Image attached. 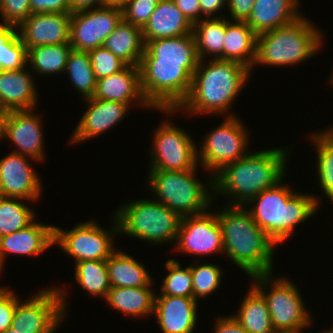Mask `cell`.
<instances>
[{
    "mask_svg": "<svg viewBox=\"0 0 333 333\" xmlns=\"http://www.w3.org/2000/svg\"><path fill=\"white\" fill-rule=\"evenodd\" d=\"M89 108L81 117L76 127L70 143H79L103 134L104 131L110 129L117 122L121 121L128 108L127 104L102 100L99 98H86Z\"/></svg>",
    "mask_w": 333,
    "mask_h": 333,
    "instance_id": "19",
    "label": "cell"
},
{
    "mask_svg": "<svg viewBox=\"0 0 333 333\" xmlns=\"http://www.w3.org/2000/svg\"><path fill=\"white\" fill-rule=\"evenodd\" d=\"M71 50L70 43L35 46L27 50V62L38 74H58L65 71Z\"/></svg>",
    "mask_w": 333,
    "mask_h": 333,
    "instance_id": "33",
    "label": "cell"
},
{
    "mask_svg": "<svg viewBox=\"0 0 333 333\" xmlns=\"http://www.w3.org/2000/svg\"><path fill=\"white\" fill-rule=\"evenodd\" d=\"M270 275L271 273H265L251 278L255 281L253 286L267 302L273 329L276 333H300L302 328L309 326L311 318L298 288L285 278L273 279V283L269 284ZM267 284L272 287L265 294L263 287Z\"/></svg>",
    "mask_w": 333,
    "mask_h": 333,
    "instance_id": "9",
    "label": "cell"
},
{
    "mask_svg": "<svg viewBox=\"0 0 333 333\" xmlns=\"http://www.w3.org/2000/svg\"><path fill=\"white\" fill-rule=\"evenodd\" d=\"M217 320L215 333H248L233 315L223 318L220 317Z\"/></svg>",
    "mask_w": 333,
    "mask_h": 333,
    "instance_id": "48",
    "label": "cell"
},
{
    "mask_svg": "<svg viewBox=\"0 0 333 333\" xmlns=\"http://www.w3.org/2000/svg\"><path fill=\"white\" fill-rule=\"evenodd\" d=\"M103 46L127 65L139 66L145 50L142 28L122 19Z\"/></svg>",
    "mask_w": 333,
    "mask_h": 333,
    "instance_id": "28",
    "label": "cell"
},
{
    "mask_svg": "<svg viewBox=\"0 0 333 333\" xmlns=\"http://www.w3.org/2000/svg\"><path fill=\"white\" fill-rule=\"evenodd\" d=\"M114 220L116 224L111 232L103 230L95 221L80 223L67 232L54 226V243L75 258V263L107 260L117 250L114 249L111 239L112 234L119 232L116 218Z\"/></svg>",
    "mask_w": 333,
    "mask_h": 333,
    "instance_id": "12",
    "label": "cell"
},
{
    "mask_svg": "<svg viewBox=\"0 0 333 333\" xmlns=\"http://www.w3.org/2000/svg\"><path fill=\"white\" fill-rule=\"evenodd\" d=\"M169 274L163 278L161 295L155 296H180L193 297L191 266L181 269L178 261L169 259L165 263Z\"/></svg>",
    "mask_w": 333,
    "mask_h": 333,
    "instance_id": "39",
    "label": "cell"
},
{
    "mask_svg": "<svg viewBox=\"0 0 333 333\" xmlns=\"http://www.w3.org/2000/svg\"><path fill=\"white\" fill-rule=\"evenodd\" d=\"M116 212L118 231L149 242L176 241L181 217L155 200L126 203Z\"/></svg>",
    "mask_w": 333,
    "mask_h": 333,
    "instance_id": "6",
    "label": "cell"
},
{
    "mask_svg": "<svg viewBox=\"0 0 333 333\" xmlns=\"http://www.w3.org/2000/svg\"><path fill=\"white\" fill-rule=\"evenodd\" d=\"M192 33L195 38L199 60H204L205 54L214 55L213 59L223 60V42L225 37V19L220 17L201 19L193 24Z\"/></svg>",
    "mask_w": 333,
    "mask_h": 333,
    "instance_id": "32",
    "label": "cell"
},
{
    "mask_svg": "<svg viewBox=\"0 0 333 333\" xmlns=\"http://www.w3.org/2000/svg\"><path fill=\"white\" fill-rule=\"evenodd\" d=\"M217 213L223 252L249 276L272 273L276 242L254 222L244 206L227 205Z\"/></svg>",
    "mask_w": 333,
    "mask_h": 333,
    "instance_id": "2",
    "label": "cell"
},
{
    "mask_svg": "<svg viewBox=\"0 0 333 333\" xmlns=\"http://www.w3.org/2000/svg\"><path fill=\"white\" fill-rule=\"evenodd\" d=\"M71 13H31L17 28L26 49L69 43Z\"/></svg>",
    "mask_w": 333,
    "mask_h": 333,
    "instance_id": "18",
    "label": "cell"
},
{
    "mask_svg": "<svg viewBox=\"0 0 333 333\" xmlns=\"http://www.w3.org/2000/svg\"><path fill=\"white\" fill-rule=\"evenodd\" d=\"M75 278L88 293L104 297V299L111 289L106 260L75 263Z\"/></svg>",
    "mask_w": 333,
    "mask_h": 333,
    "instance_id": "34",
    "label": "cell"
},
{
    "mask_svg": "<svg viewBox=\"0 0 333 333\" xmlns=\"http://www.w3.org/2000/svg\"><path fill=\"white\" fill-rule=\"evenodd\" d=\"M225 20L223 60L238 62L250 70L256 57L257 34L245 21Z\"/></svg>",
    "mask_w": 333,
    "mask_h": 333,
    "instance_id": "27",
    "label": "cell"
},
{
    "mask_svg": "<svg viewBox=\"0 0 333 333\" xmlns=\"http://www.w3.org/2000/svg\"><path fill=\"white\" fill-rule=\"evenodd\" d=\"M139 69L141 90L151 108L177 111L190 92L192 76L181 64L157 63V59H141Z\"/></svg>",
    "mask_w": 333,
    "mask_h": 333,
    "instance_id": "8",
    "label": "cell"
},
{
    "mask_svg": "<svg viewBox=\"0 0 333 333\" xmlns=\"http://www.w3.org/2000/svg\"><path fill=\"white\" fill-rule=\"evenodd\" d=\"M153 138L150 170L185 171L197 166V146L184 130L166 121Z\"/></svg>",
    "mask_w": 333,
    "mask_h": 333,
    "instance_id": "13",
    "label": "cell"
},
{
    "mask_svg": "<svg viewBox=\"0 0 333 333\" xmlns=\"http://www.w3.org/2000/svg\"><path fill=\"white\" fill-rule=\"evenodd\" d=\"M255 0H227L233 21H246L251 14Z\"/></svg>",
    "mask_w": 333,
    "mask_h": 333,
    "instance_id": "46",
    "label": "cell"
},
{
    "mask_svg": "<svg viewBox=\"0 0 333 333\" xmlns=\"http://www.w3.org/2000/svg\"><path fill=\"white\" fill-rule=\"evenodd\" d=\"M193 25L172 0H159L156 8L142 28L143 40L173 38L192 33Z\"/></svg>",
    "mask_w": 333,
    "mask_h": 333,
    "instance_id": "24",
    "label": "cell"
},
{
    "mask_svg": "<svg viewBox=\"0 0 333 333\" xmlns=\"http://www.w3.org/2000/svg\"><path fill=\"white\" fill-rule=\"evenodd\" d=\"M313 142L317 147L318 176L320 187L333 202V128L318 134H313Z\"/></svg>",
    "mask_w": 333,
    "mask_h": 333,
    "instance_id": "38",
    "label": "cell"
},
{
    "mask_svg": "<svg viewBox=\"0 0 333 333\" xmlns=\"http://www.w3.org/2000/svg\"><path fill=\"white\" fill-rule=\"evenodd\" d=\"M142 59H157V63L181 64L193 76L199 63L194 35L190 33L150 40L145 44Z\"/></svg>",
    "mask_w": 333,
    "mask_h": 333,
    "instance_id": "21",
    "label": "cell"
},
{
    "mask_svg": "<svg viewBox=\"0 0 333 333\" xmlns=\"http://www.w3.org/2000/svg\"><path fill=\"white\" fill-rule=\"evenodd\" d=\"M69 73L75 89L83 97L91 98L94 95L96 87V78L91 65L89 52L71 50L65 67V72Z\"/></svg>",
    "mask_w": 333,
    "mask_h": 333,
    "instance_id": "35",
    "label": "cell"
},
{
    "mask_svg": "<svg viewBox=\"0 0 333 333\" xmlns=\"http://www.w3.org/2000/svg\"><path fill=\"white\" fill-rule=\"evenodd\" d=\"M176 249L194 255L223 251L222 231L216 213L203 212L181 218Z\"/></svg>",
    "mask_w": 333,
    "mask_h": 333,
    "instance_id": "15",
    "label": "cell"
},
{
    "mask_svg": "<svg viewBox=\"0 0 333 333\" xmlns=\"http://www.w3.org/2000/svg\"><path fill=\"white\" fill-rule=\"evenodd\" d=\"M111 287H147L152 278L144 265L124 252L114 251L106 260Z\"/></svg>",
    "mask_w": 333,
    "mask_h": 333,
    "instance_id": "29",
    "label": "cell"
},
{
    "mask_svg": "<svg viewBox=\"0 0 333 333\" xmlns=\"http://www.w3.org/2000/svg\"><path fill=\"white\" fill-rule=\"evenodd\" d=\"M324 333H333V329H328L327 331H324Z\"/></svg>",
    "mask_w": 333,
    "mask_h": 333,
    "instance_id": "54",
    "label": "cell"
},
{
    "mask_svg": "<svg viewBox=\"0 0 333 333\" xmlns=\"http://www.w3.org/2000/svg\"><path fill=\"white\" fill-rule=\"evenodd\" d=\"M3 333H18V332H16V329L10 327L6 331H4Z\"/></svg>",
    "mask_w": 333,
    "mask_h": 333,
    "instance_id": "53",
    "label": "cell"
},
{
    "mask_svg": "<svg viewBox=\"0 0 333 333\" xmlns=\"http://www.w3.org/2000/svg\"><path fill=\"white\" fill-rule=\"evenodd\" d=\"M38 118L32 113V109L8 111L0 139H10L18 149L13 152L42 161L44 138Z\"/></svg>",
    "mask_w": 333,
    "mask_h": 333,
    "instance_id": "16",
    "label": "cell"
},
{
    "mask_svg": "<svg viewBox=\"0 0 333 333\" xmlns=\"http://www.w3.org/2000/svg\"><path fill=\"white\" fill-rule=\"evenodd\" d=\"M54 244V226L33 221L19 231L0 237V270L8 253L35 256Z\"/></svg>",
    "mask_w": 333,
    "mask_h": 333,
    "instance_id": "22",
    "label": "cell"
},
{
    "mask_svg": "<svg viewBox=\"0 0 333 333\" xmlns=\"http://www.w3.org/2000/svg\"><path fill=\"white\" fill-rule=\"evenodd\" d=\"M183 15L195 24L200 21V1L199 0H172Z\"/></svg>",
    "mask_w": 333,
    "mask_h": 333,
    "instance_id": "47",
    "label": "cell"
},
{
    "mask_svg": "<svg viewBox=\"0 0 333 333\" xmlns=\"http://www.w3.org/2000/svg\"><path fill=\"white\" fill-rule=\"evenodd\" d=\"M332 77H330L331 79H330V81L332 82V84H333V73H332V75H331Z\"/></svg>",
    "mask_w": 333,
    "mask_h": 333,
    "instance_id": "55",
    "label": "cell"
},
{
    "mask_svg": "<svg viewBox=\"0 0 333 333\" xmlns=\"http://www.w3.org/2000/svg\"><path fill=\"white\" fill-rule=\"evenodd\" d=\"M69 2L71 13L79 10L92 9L93 7L97 8L103 6V0H69Z\"/></svg>",
    "mask_w": 333,
    "mask_h": 333,
    "instance_id": "50",
    "label": "cell"
},
{
    "mask_svg": "<svg viewBox=\"0 0 333 333\" xmlns=\"http://www.w3.org/2000/svg\"><path fill=\"white\" fill-rule=\"evenodd\" d=\"M200 11L205 15V18H210L213 13L219 12L226 4L227 0H199Z\"/></svg>",
    "mask_w": 333,
    "mask_h": 333,
    "instance_id": "49",
    "label": "cell"
},
{
    "mask_svg": "<svg viewBox=\"0 0 333 333\" xmlns=\"http://www.w3.org/2000/svg\"><path fill=\"white\" fill-rule=\"evenodd\" d=\"M193 298L207 297L213 293L221 283L222 272L214 264L191 265Z\"/></svg>",
    "mask_w": 333,
    "mask_h": 333,
    "instance_id": "40",
    "label": "cell"
},
{
    "mask_svg": "<svg viewBox=\"0 0 333 333\" xmlns=\"http://www.w3.org/2000/svg\"><path fill=\"white\" fill-rule=\"evenodd\" d=\"M196 169L197 167L185 171L149 170V185L159 199L157 201L181 218L205 212L212 199L204 184L196 179Z\"/></svg>",
    "mask_w": 333,
    "mask_h": 333,
    "instance_id": "7",
    "label": "cell"
},
{
    "mask_svg": "<svg viewBox=\"0 0 333 333\" xmlns=\"http://www.w3.org/2000/svg\"><path fill=\"white\" fill-rule=\"evenodd\" d=\"M0 13L2 26L17 28L32 13L30 0H1Z\"/></svg>",
    "mask_w": 333,
    "mask_h": 333,
    "instance_id": "42",
    "label": "cell"
},
{
    "mask_svg": "<svg viewBox=\"0 0 333 333\" xmlns=\"http://www.w3.org/2000/svg\"><path fill=\"white\" fill-rule=\"evenodd\" d=\"M122 19V9L106 6L72 12L69 41L72 49L89 52L103 46Z\"/></svg>",
    "mask_w": 333,
    "mask_h": 333,
    "instance_id": "14",
    "label": "cell"
},
{
    "mask_svg": "<svg viewBox=\"0 0 333 333\" xmlns=\"http://www.w3.org/2000/svg\"><path fill=\"white\" fill-rule=\"evenodd\" d=\"M27 157L12 152L0 160V196L35 201L40 197V180Z\"/></svg>",
    "mask_w": 333,
    "mask_h": 333,
    "instance_id": "17",
    "label": "cell"
},
{
    "mask_svg": "<svg viewBox=\"0 0 333 333\" xmlns=\"http://www.w3.org/2000/svg\"><path fill=\"white\" fill-rule=\"evenodd\" d=\"M322 37L310 20L300 16L291 24L257 35L254 64L294 66L319 51Z\"/></svg>",
    "mask_w": 333,
    "mask_h": 333,
    "instance_id": "5",
    "label": "cell"
},
{
    "mask_svg": "<svg viewBox=\"0 0 333 333\" xmlns=\"http://www.w3.org/2000/svg\"><path fill=\"white\" fill-rule=\"evenodd\" d=\"M147 287H111L106 300L111 307L132 317L146 316L154 311L155 293Z\"/></svg>",
    "mask_w": 333,
    "mask_h": 333,
    "instance_id": "30",
    "label": "cell"
},
{
    "mask_svg": "<svg viewBox=\"0 0 333 333\" xmlns=\"http://www.w3.org/2000/svg\"><path fill=\"white\" fill-rule=\"evenodd\" d=\"M153 314L163 333H193L197 301L193 297L155 296Z\"/></svg>",
    "mask_w": 333,
    "mask_h": 333,
    "instance_id": "20",
    "label": "cell"
},
{
    "mask_svg": "<svg viewBox=\"0 0 333 333\" xmlns=\"http://www.w3.org/2000/svg\"><path fill=\"white\" fill-rule=\"evenodd\" d=\"M96 80L123 70L127 64L104 46L89 51Z\"/></svg>",
    "mask_w": 333,
    "mask_h": 333,
    "instance_id": "41",
    "label": "cell"
},
{
    "mask_svg": "<svg viewBox=\"0 0 333 333\" xmlns=\"http://www.w3.org/2000/svg\"><path fill=\"white\" fill-rule=\"evenodd\" d=\"M18 298L6 288L0 287V333L11 327Z\"/></svg>",
    "mask_w": 333,
    "mask_h": 333,
    "instance_id": "44",
    "label": "cell"
},
{
    "mask_svg": "<svg viewBox=\"0 0 333 333\" xmlns=\"http://www.w3.org/2000/svg\"><path fill=\"white\" fill-rule=\"evenodd\" d=\"M129 0H103V6L123 9Z\"/></svg>",
    "mask_w": 333,
    "mask_h": 333,
    "instance_id": "51",
    "label": "cell"
},
{
    "mask_svg": "<svg viewBox=\"0 0 333 333\" xmlns=\"http://www.w3.org/2000/svg\"><path fill=\"white\" fill-rule=\"evenodd\" d=\"M7 112L8 111L0 104V136H1L2 131H3V125H4V122H5Z\"/></svg>",
    "mask_w": 333,
    "mask_h": 333,
    "instance_id": "52",
    "label": "cell"
},
{
    "mask_svg": "<svg viewBox=\"0 0 333 333\" xmlns=\"http://www.w3.org/2000/svg\"><path fill=\"white\" fill-rule=\"evenodd\" d=\"M236 116L228 115L223 124L211 131L197 151V162L201 160L207 170L218 172L223 166L246 156L247 131ZM199 154V155H198ZM199 157V158H198Z\"/></svg>",
    "mask_w": 333,
    "mask_h": 333,
    "instance_id": "11",
    "label": "cell"
},
{
    "mask_svg": "<svg viewBox=\"0 0 333 333\" xmlns=\"http://www.w3.org/2000/svg\"><path fill=\"white\" fill-rule=\"evenodd\" d=\"M34 84L24 68L0 70V104L7 111L35 108L38 99Z\"/></svg>",
    "mask_w": 333,
    "mask_h": 333,
    "instance_id": "26",
    "label": "cell"
},
{
    "mask_svg": "<svg viewBox=\"0 0 333 333\" xmlns=\"http://www.w3.org/2000/svg\"><path fill=\"white\" fill-rule=\"evenodd\" d=\"M298 5V0H255L245 22L258 35L296 21L302 16Z\"/></svg>",
    "mask_w": 333,
    "mask_h": 333,
    "instance_id": "25",
    "label": "cell"
},
{
    "mask_svg": "<svg viewBox=\"0 0 333 333\" xmlns=\"http://www.w3.org/2000/svg\"><path fill=\"white\" fill-rule=\"evenodd\" d=\"M93 98L117 101L128 106L136 99L141 105L151 107L141 90L139 66L127 65L120 72L98 79Z\"/></svg>",
    "mask_w": 333,
    "mask_h": 333,
    "instance_id": "23",
    "label": "cell"
},
{
    "mask_svg": "<svg viewBox=\"0 0 333 333\" xmlns=\"http://www.w3.org/2000/svg\"><path fill=\"white\" fill-rule=\"evenodd\" d=\"M202 62L199 60L190 92L179 108L193 114H223L230 109L251 70L234 61L212 58L206 67Z\"/></svg>",
    "mask_w": 333,
    "mask_h": 333,
    "instance_id": "3",
    "label": "cell"
},
{
    "mask_svg": "<svg viewBox=\"0 0 333 333\" xmlns=\"http://www.w3.org/2000/svg\"><path fill=\"white\" fill-rule=\"evenodd\" d=\"M60 288L42 290L16 304L11 327L18 333H53L65 316V295Z\"/></svg>",
    "mask_w": 333,
    "mask_h": 333,
    "instance_id": "10",
    "label": "cell"
},
{
    "mask_svg": "<svg viewBox=\"0 0 333 333\" xmlns=\"http://www.w3.org/2000/svg\"><path fill=\"white\" fill-rule=\"evenodd\" d=\"M19 198L0 196V237L19 231L34 221V212Z\"/></svg>",
    "mask_w": 333,
    "mask_h": 333,
    "instance_id": "37",
    "label": "cell"
},
{
    "mask_svg": "<svg viewBox=\"0 0 333 333\" xmlns=\"http://www.w3.org/2000/svg\"><path fill=\"white\" fill-rule=\"evenodd\" d=\"M280 182L256 195L249 203L257 204L248 210L257 226L276 244L288 239L295 226L315 214L319 206L315 195L295 193Z\"/></svg>",
    "mask_w": 333,
    "mask_h": 333,
    "instance_id": "4",
    "label": "cell"
},
{
    "mask_svg": "<svg viewBox=\"0 0 333 333\" xmlns=\"http://www.w3.org/2000/svg\"><path fill=\"white\" fill-rule=\"evenodd\" d=\"M32 13H71L69 0H30Z\"/></svg>",
    "mask_w": 333,
    "mask_h": 333,
    "instance_id": "45",
    "label": "cell"
},
{
    "mask_svg": "<svg viewBox=\"0 0 333 333\" xmlns=\"http://www.w3.org/2000/svg\"><path fill=\"white\" fill-rule=\"evenodd\" d=\"M287 152L283 149H272L249 153L223 166L213 174L210 185L214 193L234 197L231 206H245L263 190L282 181L285 173ZM216 191V192H215ZM237 199V200H236Z\"/></svg>",
    "mask_w": 333,
    "mask_h": 333,
    "instance_id": "1",
    "label": "cell"
},
{
    "mask_svg": "<svg viewBox=\"0 0 333 333\" xmlns=\"http://www.w3.org/2000/svg\"><path fill=\"white\" fill-rule=\"evenodd\" d=\"M234 317L248 333H276L272 327L267 302L252 285Z\"/></svg>",
    "mask_w": 333,
    "mask_h": 333,
    "instance_id": "31",
    "label": "cell"
},
{
    "mask_svg": "<svg viewBox=\"0 0 333 333\" xmlns=\"http://www.w3.org/2000/svg\"><path fill=\"white\" fill-rule=\"evenodd\" d=\"M159 0H129L122 9L123 19L143 28L153 13Z\"/></svg>",
    "mask_w": 333,
    "mask_h": 333,
    "instance_id": "43",
    "label": "cell"
},
{
    "mask_svg": "<svg viewBox=\"0 0 333 333\" xmlns=\"http://www.w3.org/2000/svg\"><path fill=\"white\" fill-rule=\"evenodd\" d=\"M16 31L0 24V70H19L27 64V49Z\"/></svg>",
    "mask_w": 333,
    "mask_h": 333,
    "instance_id": "36",
    "label": "cell"
}]
</instances>
